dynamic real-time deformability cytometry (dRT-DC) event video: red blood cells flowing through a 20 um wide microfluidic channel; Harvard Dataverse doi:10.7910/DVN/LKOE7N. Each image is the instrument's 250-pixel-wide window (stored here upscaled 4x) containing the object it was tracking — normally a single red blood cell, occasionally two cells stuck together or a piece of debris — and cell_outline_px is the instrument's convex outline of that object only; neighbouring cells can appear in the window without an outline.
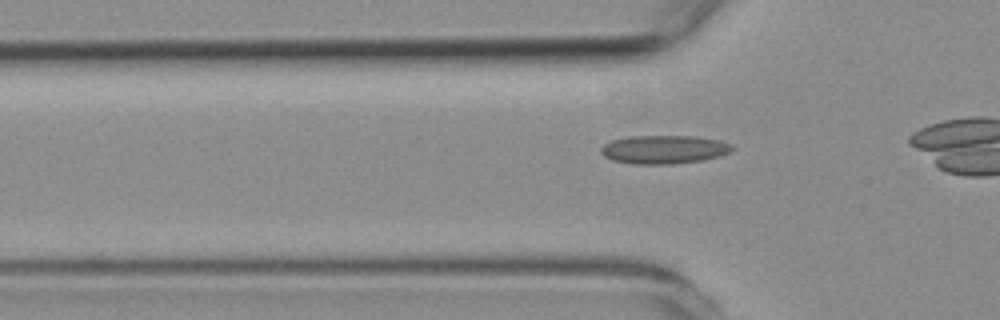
{"species": "common noctule bat (a hibernating species)", "species_latin": "Nyctalus noctula", "temperature_condition": "room temperature", "stored_images_in_passage": 23, "camera_frame_rate_fps": 3000, "um_per_image_px": 0.085, "animal": {"sex": "female", "body_mass_g": 19.3, "forearm_length_mm": 54.1}, "frame": {"image": 1, "passage_image": 6, "time_ms": 1.667, "image_size_px": [1000, 320], "cell_outline_px": [[736, 148], [720, 156], [704, 160], [672, 164], [636, 164], [612, 160], [604, 156], [600, 152], [600, 148], [604, 144], [612, 140], [628, 136], [696, 136], [720, 140], [732, 144]], "centroid_in_image_um": [56.46, 12.7], "position_along_channel_um": 69.3, "area_um2": 21.96}}
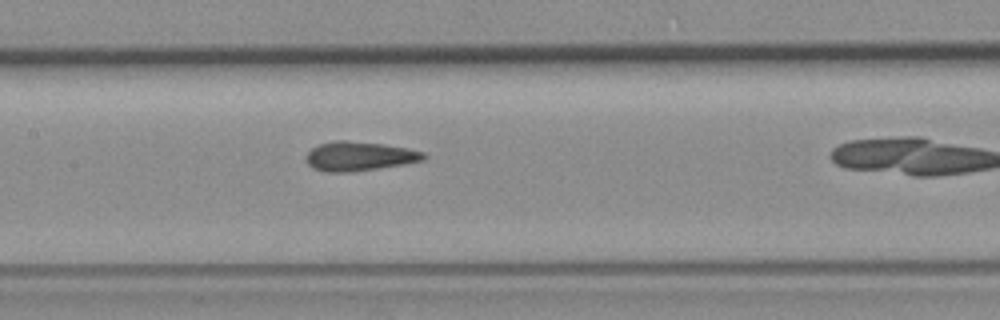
{"frame": {"image": 2, "passage_image": 15, "time_ms": 4.667, "image_size_px": [1000, 320], "cell_outline_px": [[428, 156], [424, 160], [404, 164], [352, 172], [324, 172], [312, 168], [308, 164], [308, 152], [312, 148], [320, 144], [336, 140], [348, 140], [384, 144], [408, 148], [424, 152]], "centroid_in_image_um": [30.57, 13.28], "position_along_channel_um": 176.8, "area_um2": 20.06}}
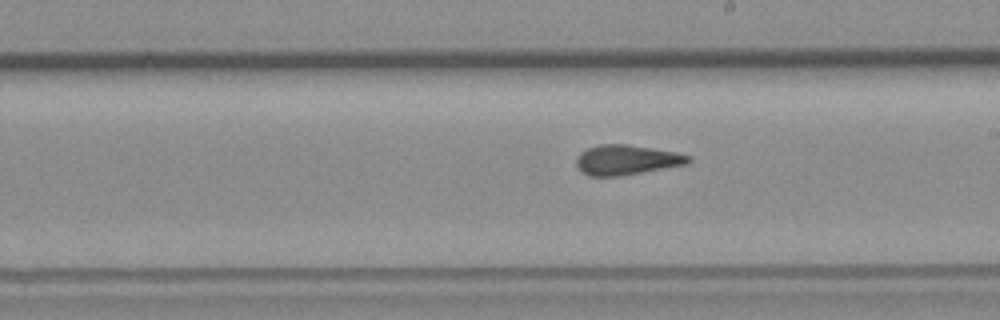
{"frame": {"image": 3, "passage_image": 20, "time_ms": 6.333, "image_size_px": [1000, 320], "cell_outline_px": [[692, 160], [688, 164], [620, 176], [588, 176], [580, 172], [576, 164], [576, 156], [580, 152], [588, 148], [600, 144], [628, 144], [676, 152], [692, 156]], "centroid_in_image_um": [53.25, 13.59], "position_along_channel_um": 235.8, "area_um2": 19.77}}